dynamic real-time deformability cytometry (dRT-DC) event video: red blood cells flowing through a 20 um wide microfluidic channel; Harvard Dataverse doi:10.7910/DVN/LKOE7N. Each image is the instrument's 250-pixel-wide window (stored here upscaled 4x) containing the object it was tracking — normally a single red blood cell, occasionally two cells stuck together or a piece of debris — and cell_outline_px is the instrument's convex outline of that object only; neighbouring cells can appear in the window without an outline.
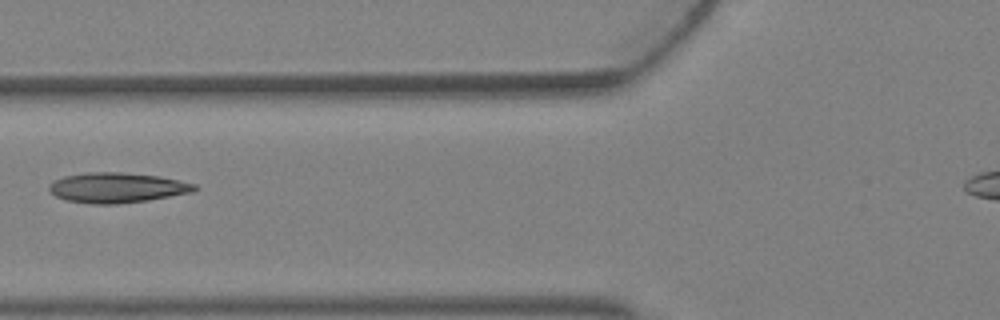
{"species": "Egyptian fruit bat (a non-hibernating species)", "species_latin": "Rousettus aegyptiacus", "temperature_condition": "warm", "stored_images_in_passage": 3, "camera_frame_rate_fps": 3000, "um_per_image_px": 0.085, "animal": {"sex": "female"}, "frame": {"image": 1, "passage_image": 3, "time_ms": 0.667, "image_size_px": [1000, 320], "cell_outline_px": [[196, 188], [192, 192], [148, 200], [116, 204], [92, 204], [68, 200], [56, 196], [48, 188], [48, 184], [64, 176], [88, 172], [120, 172], [160, 176], [196, 184]], "centroid_in_image_um": [9.94, 15.95], "position_along_channel_um": 115.9, "area_um2": 25.32}}